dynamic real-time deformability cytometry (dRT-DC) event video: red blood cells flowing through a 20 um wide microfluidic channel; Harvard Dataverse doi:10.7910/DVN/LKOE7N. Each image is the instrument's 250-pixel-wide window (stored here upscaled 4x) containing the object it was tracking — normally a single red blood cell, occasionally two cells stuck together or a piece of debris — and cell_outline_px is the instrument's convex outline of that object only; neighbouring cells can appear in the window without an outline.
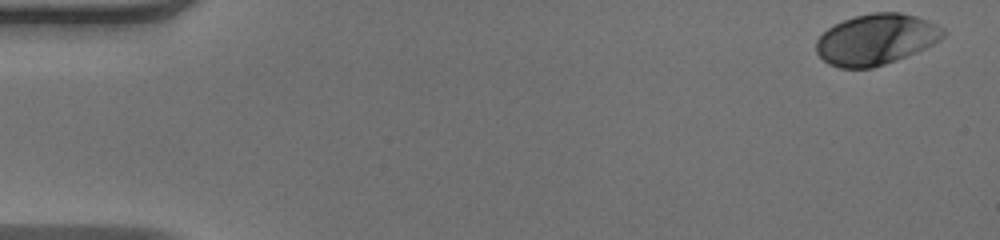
{"species": "human", "species_latin": "Homo sapiens", "temperature_condition": "warm", "stored_images_in_passage": 50, "camera_frame_rate_fps": 3000, "um_per_image_px": 0.085, "donor": {"sex": "male"}, "frame": {"image": 1, "passage_image": 1, "time_ms": 0.0, "image_size_px": [1000, 240], "cell_outline_px": [[948, 32], [940, 40], [916, 52], [884, 64], [872, 68], [840, 68], [828, 64], [816, 52], [816, 40], [828, 28], [844, 20], [856, 16], [872, 12], [900, 12], [916, 16], [936, 24], [944, 28]], "centroid_in_image_um": [74.47, 3.34], "position_along_channel_um": 10.5, "area_um2": 37.45}}
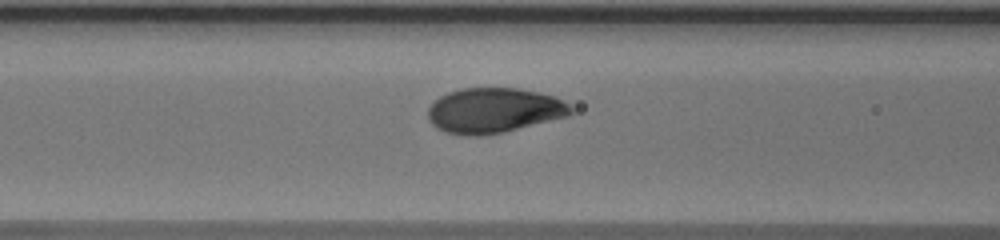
{"frame": {"image": 2, "passage_image": 20, "time_ms": 6.333, "image_size_px": [1000, 240], "cell_outline_px": [[572, 112], [568, 116], [504, 132], [480, 136], [468, 136], [444, 132], [436, 128], [428, 120], [428, 108], [440, 96], [448, 92], [460, 88], [520, 88], [540, 92], [564, 100], [572, 108]], "centroid_in_image_um": [41.97, 9.39], "position_along_channel_um": 124.6, "area_um2": 37.69}}
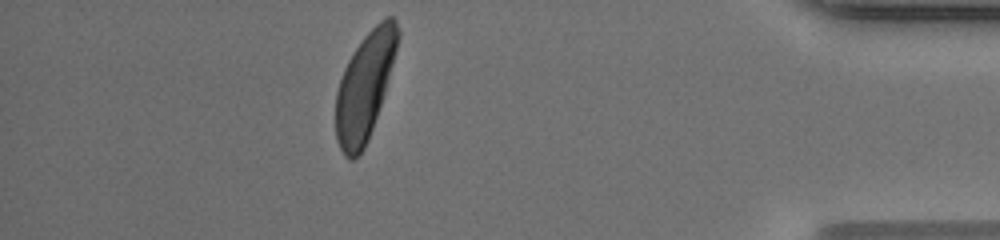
{"frame": {"image": 3, "passage_image": 44, "time_ms": 14.333, "image_size_px": [1000, 240], "cell_outline_px": [[400, 36], [384, 92], [368, 140], [364, 148], [352, 160], [348, 160], [344, 156], [336, 140], [336, 92], [344, 68], [348, 60], [364, 36], [384, 16], [392, 16], [396, 20], [400, 32]], "centroid_in_image_um": [31.0, 7.32], "position_along_channel_um": 404.2, "area_um2": 38.09}, "authors_computed_cell_mechanics": {"area_um2": 37.6856, "velocity_mm_per_s": 4.0534, "shape_relaxation_time_tau1_ms": 2.3713, "shape_relaxation_time_tau2_ms": null, "deformation_change_tau1": 0.16, "deformation_change_tau2": null}}